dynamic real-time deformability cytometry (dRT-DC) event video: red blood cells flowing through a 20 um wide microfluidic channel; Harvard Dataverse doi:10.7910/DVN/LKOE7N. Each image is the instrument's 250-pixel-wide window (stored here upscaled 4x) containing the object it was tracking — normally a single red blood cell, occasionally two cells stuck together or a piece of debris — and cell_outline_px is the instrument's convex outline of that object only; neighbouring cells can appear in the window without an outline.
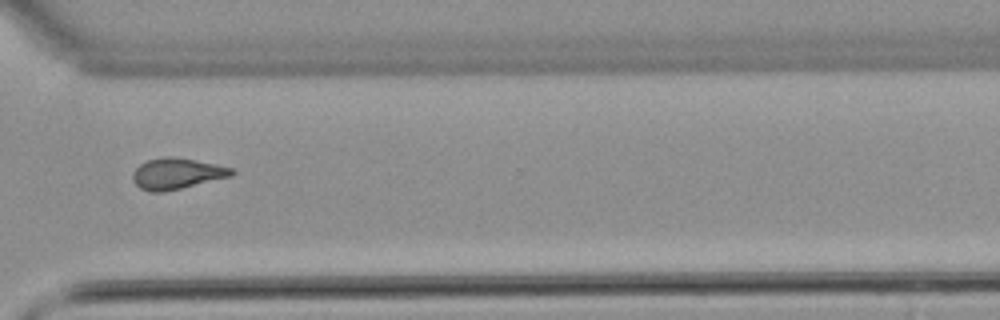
{"species": "common noctule bat (a hibernating species)", "species_latin": "Nyctalus noctula", "temperature_condition": "warm", "stored_images_in_passage": 13, "camera_frame_rate_fps": 3000, "um_per_image_px": 0.085, "animal": {"sex": "male", "body_mass_g": 21.5, "forearm_length_mm": 52.0}, "frame": {"image": 1, "passage_image": 11, "time_ms": 3.333, "image_size_px": [1000, 320], "cell_outline_px": [[236, 172], [232, 176], [164, 192], [152, 192], [140, 188], [132, 180], [132, 172], [140, 164], [148, 160], [164, 156], [168, 156], [192, 160], [232, 168]], "centroid_in_image_um": [14.99, 14.77], "position_along_channel_um": 355.6, "area_um2": 17.63}}